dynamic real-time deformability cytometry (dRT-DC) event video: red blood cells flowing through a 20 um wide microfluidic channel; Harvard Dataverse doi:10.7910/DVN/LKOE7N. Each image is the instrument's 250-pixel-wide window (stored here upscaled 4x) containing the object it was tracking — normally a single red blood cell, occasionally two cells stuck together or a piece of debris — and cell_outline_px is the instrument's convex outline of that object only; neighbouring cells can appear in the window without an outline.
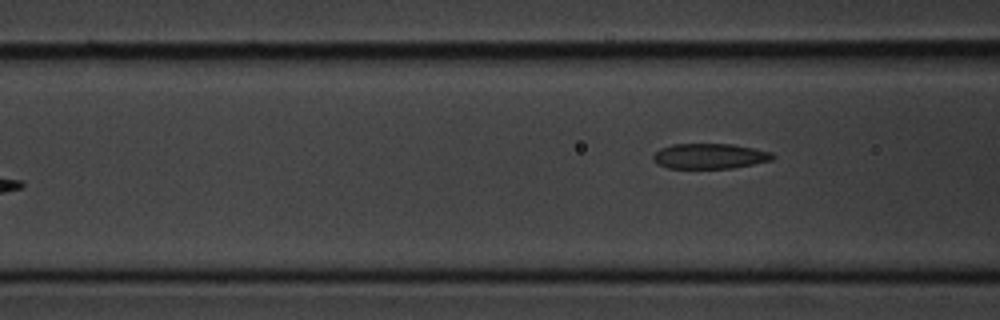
{"species": "common noctule bat (a hibernating species)", "species_latin": "Nyctalus noctula", "temperature_condition": "cold", "stored_images_in_passage": 7, "camera_frame_rate_fps": 3000, "um_per_image_px": 0.085, "animal": {"sex": "male", "body_mass_g": 20.1, "forearm_length_mm": 53.5}, "frame": {"image": 1, "passage_image": 7, "time_ms": 7.667, "image_size_px": [1000, 320], "cell_outline_px": [[776, 156], [772, 160], [732, 168], [668, 168], [656, 164], [652, 160], [652, 156], [660, 148], [672, 144], [732, 144], [772, 152]], "centroid_in_image_um": [60.29, 13.27], "position_along_channel_um": 106.3, "area_um2": 17.63}}